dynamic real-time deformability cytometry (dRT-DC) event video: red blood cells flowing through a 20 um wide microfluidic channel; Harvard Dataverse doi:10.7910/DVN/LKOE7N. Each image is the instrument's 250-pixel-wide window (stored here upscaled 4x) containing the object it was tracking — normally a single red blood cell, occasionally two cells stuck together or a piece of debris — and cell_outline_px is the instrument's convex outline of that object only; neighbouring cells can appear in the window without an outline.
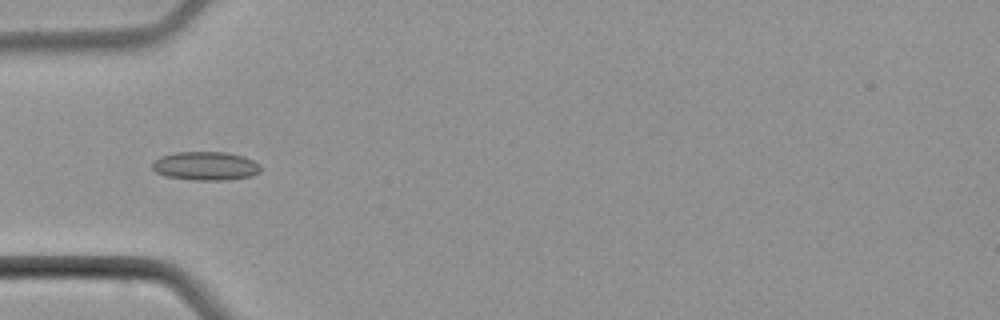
{"species": "common noctule bat (a hibernating species)", "species_latin": "Nyctalus noctula", "temperature_condition": "cold", "stored_images_in_passage": 7, "camera_frame_rate_fps": 3000, "um_per_image_px": 0.085, "animal": {"sex": "male", "body_mass_g": 21.5, "forearm_length_mm": 52.0}, "frame": {"image": 1, "passage_image": 2, "time_ms": 7.0, "image_size_px": [1000, 320], "cell_outline_px": [[260, 172], [252, 176], [228, 180], [196, 180], [164, 176], [156, 172], [152, 168], [152, 164], [160, 156], [176, 152], [224, 152], [244, 156], [260, 164]], "centroid_in_image_um": [17.49, 14.11], "position_along_channel_um": 67.5, "area_um2": 18.15}}
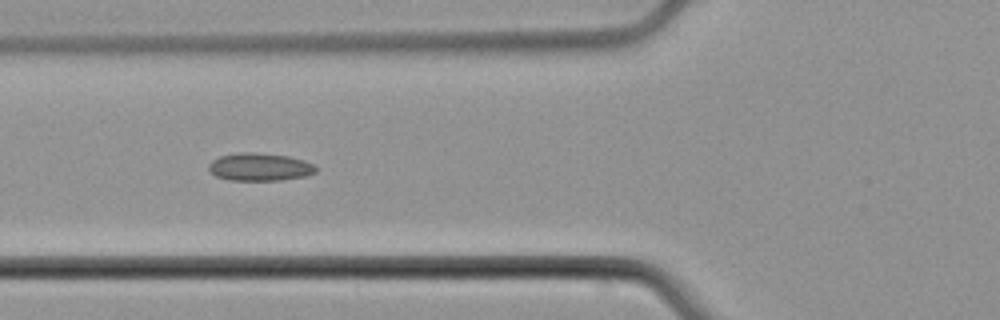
{"frame": {"image": 2, "passage_image": 5, "time_ms": 8.0, "image_size_px": [1000, 320], "cell_outline_px": [[316, 172], [304, 176], [280, 180], [228, 180], [216, 176], [208, 168], [208, 164], [212, 160], [220, 156], [240, 152], [252, 152], [288, 156], [304, 160], [316, 164]], "centroid_in_image_um": [22.08, 14.18], "position_along_channel_um": 103.7, "area_um2": 17.34}}